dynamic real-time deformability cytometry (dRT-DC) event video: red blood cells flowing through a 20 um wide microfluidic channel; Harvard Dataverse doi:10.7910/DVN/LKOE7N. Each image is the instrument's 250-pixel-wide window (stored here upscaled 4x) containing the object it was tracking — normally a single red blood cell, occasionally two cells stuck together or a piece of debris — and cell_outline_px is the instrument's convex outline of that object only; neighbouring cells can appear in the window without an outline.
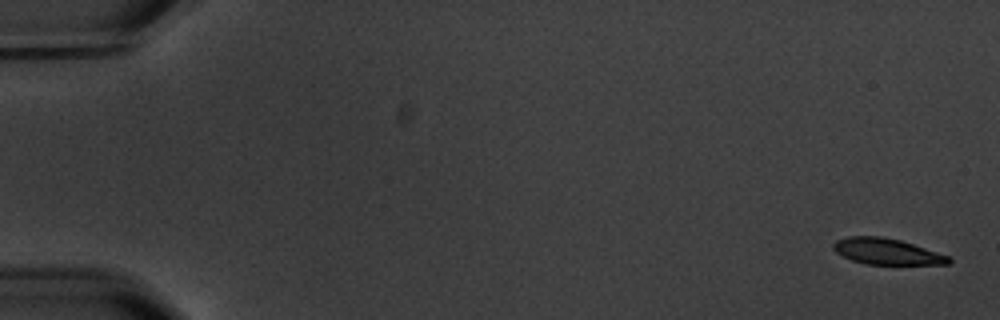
{"species": "common noctule bat (a hibernating species)", "species_latin": "Nyctalus noctula", "temperature_condition": "warm", "stored_images_in_passage": 4, "camera_frame_rate_fps": 3000, "um_per_image_px": 0.085, "animal": {"sex": "male", "body_mass_g": 20.1, "forearm_length_mm": 53.5}, "frame": {"image": 1, "passage_image": 1, "time_ms": 0.0, "image_size_px": [1000, 320], "cell_outline_px": [[952, 260], [948, 264], [864, 264], [852, 260], [836, 252], [832, 248], [832, 244], [836, 240], [848, 236], [880, 236], [900, 240], [948, 256]], "centroid_in_image_um": [75.32, 21.37], "position_along_channel_um": 9.7, "area_um2": 17.28}}